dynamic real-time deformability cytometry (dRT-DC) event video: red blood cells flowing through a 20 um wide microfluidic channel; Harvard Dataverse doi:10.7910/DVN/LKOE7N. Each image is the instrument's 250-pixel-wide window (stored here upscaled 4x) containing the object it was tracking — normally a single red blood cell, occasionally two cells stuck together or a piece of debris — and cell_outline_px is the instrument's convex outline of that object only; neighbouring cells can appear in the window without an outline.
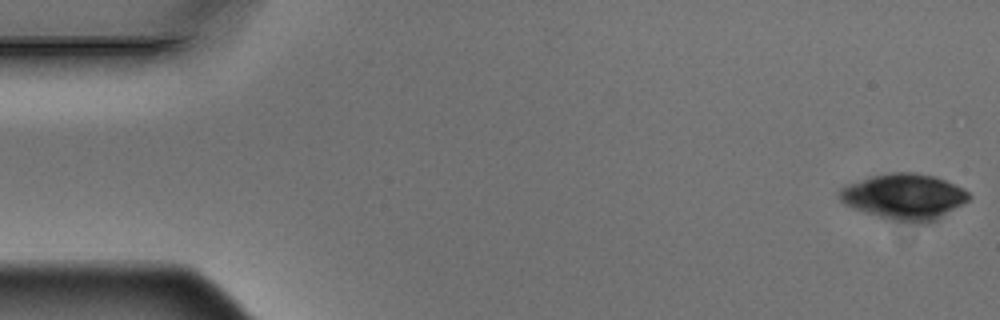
{"species": "Egyptian fruit bat (a non-hibernating species)", "species_latin": "Rousettus aegyptiacus", "temperature_condition": "warm", "stored_images_in_passage": 5, "camera_frame_rate_fps": 3000, "um_per_image_px": 0.085, "animal": {"sex": "male"}, "frame": {"image": 1, "passage_image": 1, "time_ms": 0.0, "image_size_px": [1000, 320], "cell_outline_px": [[972, 196], [968, 200], [936, 220], [928, 224], [916, 224], [888, 220], [852, 208], [844, 204], [836, 196], [836, 192], [844, 184], [868, 176], [892, 172], [916, 172], [936, 176], [956, 184], [964, 188]], "centroid_in_image_um": [76.81, 16.71], "position_along_channel_um": 8.2, "area_um2": 35.49}}